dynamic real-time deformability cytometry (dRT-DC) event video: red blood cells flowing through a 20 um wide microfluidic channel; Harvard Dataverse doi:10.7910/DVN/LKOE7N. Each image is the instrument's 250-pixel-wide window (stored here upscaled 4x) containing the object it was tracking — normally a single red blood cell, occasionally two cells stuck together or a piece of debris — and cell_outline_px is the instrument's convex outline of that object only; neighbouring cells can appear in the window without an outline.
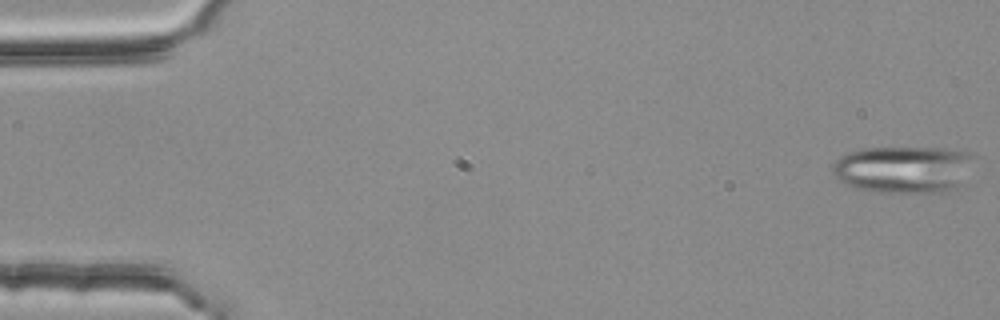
{"species": "common noctule bat (a hibernating species)", "species_latin": "Nyctalus noctula", "temperature_condition": "room temperature", "stored_images_in_passage": 54, "segment_of_instrument_passage": [1, 2], "camera_frame_rate_fps": 3000, "um_per_image_px": 0.085, "animal": {"sex": "female", "body_mass_g": 25.1}, "frame": {"image": 1, "passage_image": 1, "time_ms": 0.0, "image_size_px": [1000, 320], "cell_outline_px": [[976, 156], [956, 184], [944, 192], [884, 192], [860, 188], [836, 180], [832, 172], [832, 164], [840, 156], [848, 152], [860, 148], [948, 148], [968, 152]], "centroid_in_image_um": [76.71, 14.36], "position_along_channel_um": 8.3, "area_um2": 38.21}}